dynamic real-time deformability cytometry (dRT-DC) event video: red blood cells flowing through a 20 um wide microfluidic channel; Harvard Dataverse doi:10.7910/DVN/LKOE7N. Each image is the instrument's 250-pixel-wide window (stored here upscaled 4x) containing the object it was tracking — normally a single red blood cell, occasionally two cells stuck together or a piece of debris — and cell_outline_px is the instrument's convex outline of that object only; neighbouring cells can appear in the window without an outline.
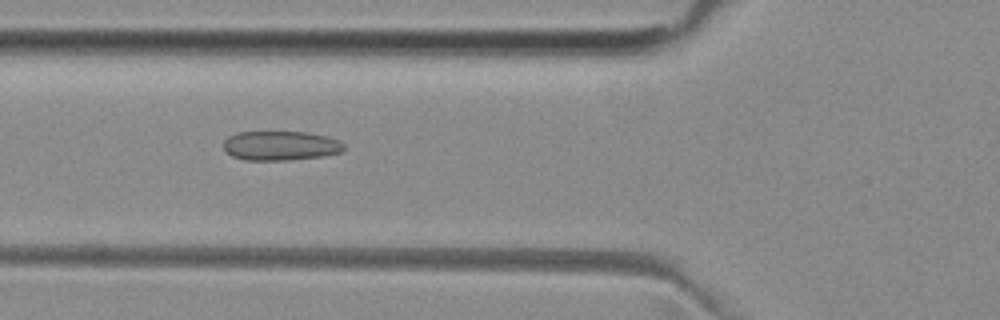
{"species": "common noctule bat (a hibernating species)", "species_latin": "Nyctalus noctula", "temperature_condition": "room temperature", "stored_images_in_passage": 50, "camera_frame_rate_fps": 3000, "um_per_image_px": 0.085, "animal": {"sex": "female", "body_mass_g": 29.2, "forearm_length_mm": 56.3}, "frame": {"image": 1, "passage_image": 19, "time_ms": 6.0, "image_size_px": [1000, 320], "cell_outline_px": [[344, 148], [340, 152], [324, 156], [288, 160], [244, 160], [232, 156], [224, 148], [224, 140], [228, 136], [236, 132], [308, 132], [340, 140], [344, 144]], "centroid_in_image_um": [23.84, 12.38], "position_along_channel_um": 102.0, "area_um2": 20.63}}
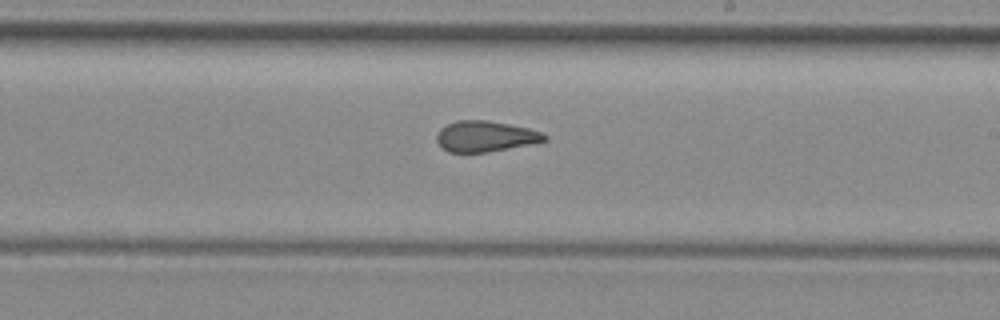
{"frame": {"image": 2, "passage_image": 30, "time_ms": 9.667, "image_size_px": [1000, 320], "cell_outline_px": [[548, 140], [488, 152], [448, 152], [436, 140], [436, 136], [440, 128], [456, 120], [484, 120], [508, 124], [528, 128], [540, 132], [548, 136]], "centroid_in_image_um": [41.23, 11.58], "position_along_channel_um": 247.8, "area_um2": 19.07}}
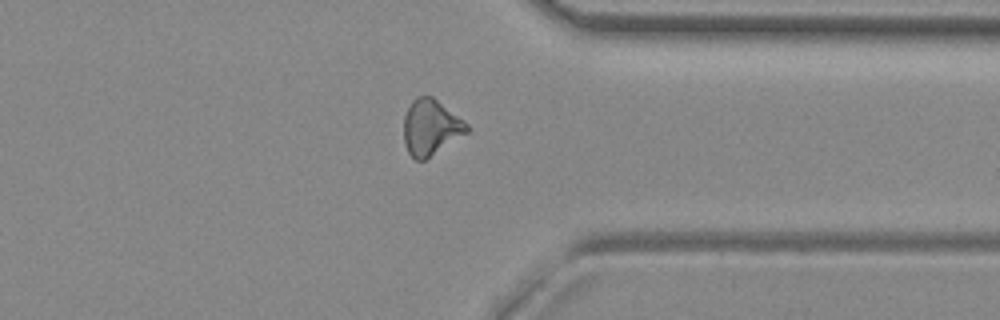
{"frame": {"image": 3, "passage_image": 40, "time_ms": 13.0, "image_size_px": [1000, 320], "cell_outline_px": [[468, 132], [424, 160], [416, 160], [408, 152], [404, 144], [404, 116], [412, 100], [416, 96], [432, 96], [464, 120], [468, 124]], "centroid_in_image_um": [36.6, 10.81], "position_along_channel_um": 374.8, "area_um2": 20.29}}